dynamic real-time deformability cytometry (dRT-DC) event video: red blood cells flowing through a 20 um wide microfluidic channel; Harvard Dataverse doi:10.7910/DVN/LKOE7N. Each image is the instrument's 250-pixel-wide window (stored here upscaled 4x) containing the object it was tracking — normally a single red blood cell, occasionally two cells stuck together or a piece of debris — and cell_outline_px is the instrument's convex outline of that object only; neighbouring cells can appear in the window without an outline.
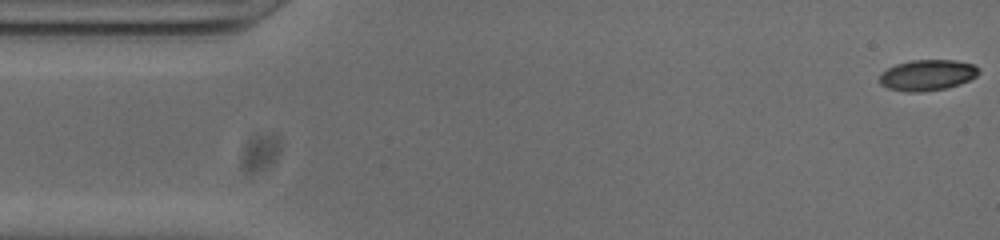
{"species": "common noctule bat (a hibernating species)", "species_latin": "Nyctalus noctula", "temperature_condition": "cold", "stored_images_in_passage": 52, "camera_frame_rate_fps": 3000, "um_per_image_px": 0.085, "animal": {"sex": "male", "body_mass_g": 20.0, "forearm_length_mm": 53.3}, "frame": {"image": 1, "passage_image": 1, "time_ms": 0.0, "image_size_px": [1000, 240], "cell_outline_px": [[980, 72], [976, 76], [960, 84], [944, 88], [920, 92], [904, 92], [888, 88], [880, 84], [880, 72], [896, 64], [912, 60], [956, 60], [972, 64], [980, 68]], "centroid_in_image_um": [78.81, 6.38], "position_along_channel_um": 6.2, "area_um2": 17.86}}
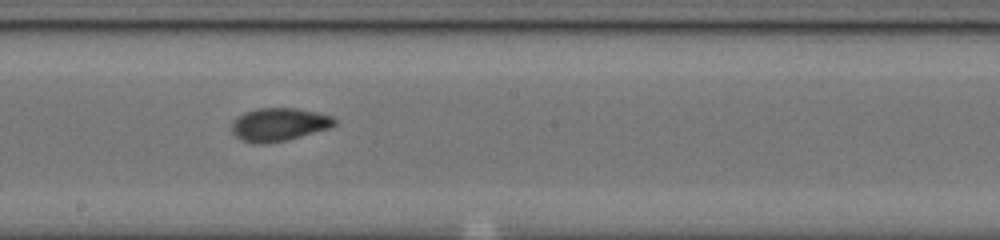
{"frame": {"image": 2, "passage_image": 27, "time_ms": 8.667, "image_size_px": [1000, 240], "cell_outline_px": [[336, 124], [328, 128], [300, 136], [268, 144], [252, 144], [240, 140], [232, 132], [232, 124], [244, 112], [256, 108], [296, 108], [316, 112], [332, 116], [336, 120]], "centroid_in_image_um": [23.69, 10.59], "position_along_channel_um": 224.5, "area_um2": 19.71}}
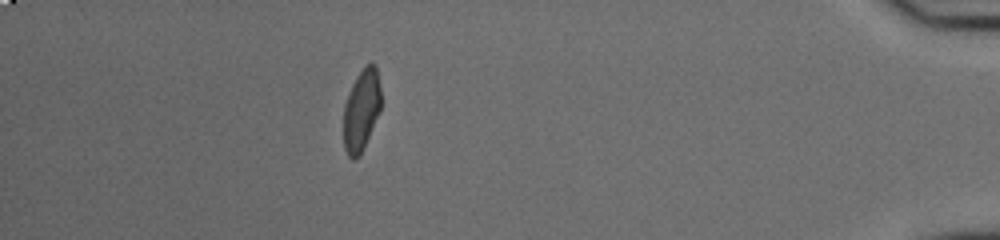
{"frame": {"image": 3, "passage_image": 46, "time_ms": 15.0, "image_size_px": [1000, 240], "cell_outline_px": [[380, 112], [360, 156], [356, 160], [352, 160], [348, 156], [344, 148], [344, 104], [348, 92], [356, 76], [364, 64], [376, 64], [380, 88]], "centroid_in_image_um": [30.71, 9.37], "position_along_channel_um": 404.5, "area_um2": 18.03}, "authors_computed_cell_mechanics": {"area_um2": 18.6694, "velocity_mm_per_s": 3.8061, "shape_relaxation_time_tau1_ms": 5.1403, "shape_relaxation_time_tau2_ms": 1.8271, "deformation_change_tau1": 0.1772, "deformation_change_tau2": 0.0667}}